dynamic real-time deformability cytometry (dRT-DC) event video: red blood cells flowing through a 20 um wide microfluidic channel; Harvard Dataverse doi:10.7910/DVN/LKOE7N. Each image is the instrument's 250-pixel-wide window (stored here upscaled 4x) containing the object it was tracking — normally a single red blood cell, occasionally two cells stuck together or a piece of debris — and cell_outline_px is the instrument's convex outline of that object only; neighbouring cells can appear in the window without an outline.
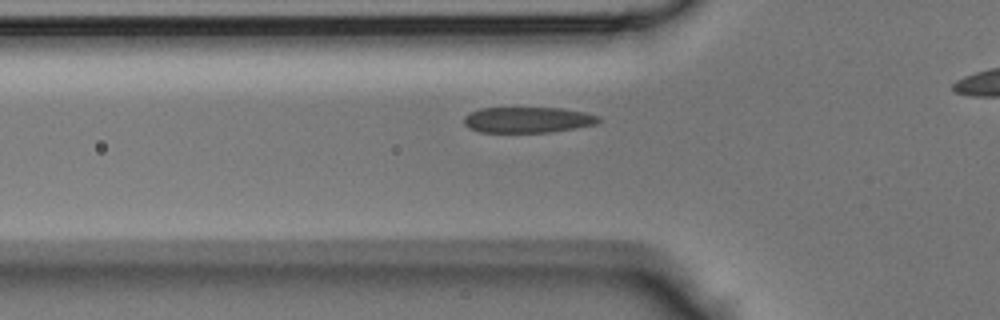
{"species": "Egyptian fruit bat (a non-hibernating species)", "species_latin": "Rousettus aegyptiacus", "temperature_condition": "room temperature", "stored_images_in_passage": 27, "camera_frame_rate_fps": 3000, "um_per_image_px": 0.085, "animal": {"sex": "male"}, "frame": {"image": 1, "passage_image": 5, "time_ms": 1.333, "image_size_px": [1000, 320], "cell_outline_px": [[600, 120], [596, 124], [576, 128], [552, 132], [480, 132], [468, 128], [464, 124], [464, 116], [468, 112], [480, 108], [560, 108], [584, 112], [600, 116]], "centroid_in_image_um": [44.83, 10.19], "position_along_channel_um": 81.0, "area_um2": 20.35}}
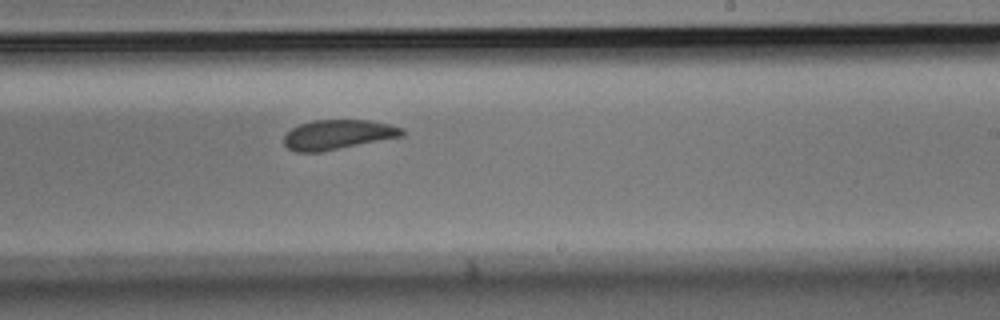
{"frame": {"image": 2, "passage_image": 17, "time_ms": 5.333, "image_size_px": [1000, 320], "cell_outline_px": [[404, 136], [320, 152], [296, 152], [288, 148], [284, 144], [284, 136], [292, 128], [300, 124], [312, 120], [368, 120], [388, 124], [404, 128]], "centroid_in_image_um": [28.72, 11.44], "position_along_channel_um": 260.3, "area_um2": 20.4}}
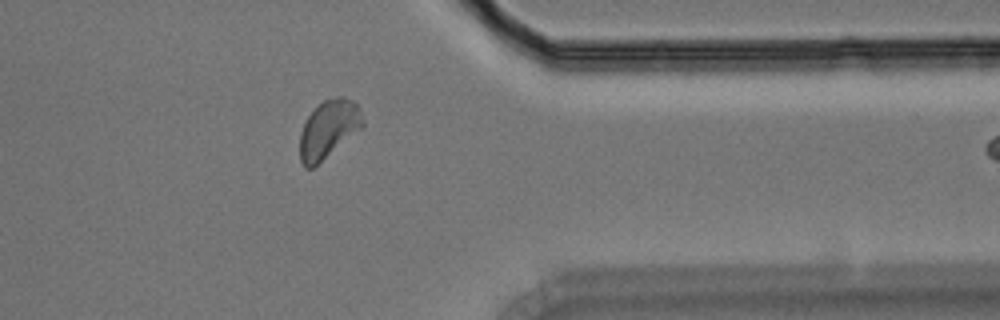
{"frame": {"image": 3, "passage_image": 26, "time_ms": 8.333, "image_size_px": [1000, 320], "cell_outline_px": [[364, 128], [312, 168], [304, 168], [300, 160], [300, 132], [308, 116], [324, 100], [336, 96], [344, 96], [352, 100], [360, 108], [364, 120]], "centroid_in_image_um": [27.96, 10.98], "position_along_channel_um": 383.4, "area_um2": 21.39}}